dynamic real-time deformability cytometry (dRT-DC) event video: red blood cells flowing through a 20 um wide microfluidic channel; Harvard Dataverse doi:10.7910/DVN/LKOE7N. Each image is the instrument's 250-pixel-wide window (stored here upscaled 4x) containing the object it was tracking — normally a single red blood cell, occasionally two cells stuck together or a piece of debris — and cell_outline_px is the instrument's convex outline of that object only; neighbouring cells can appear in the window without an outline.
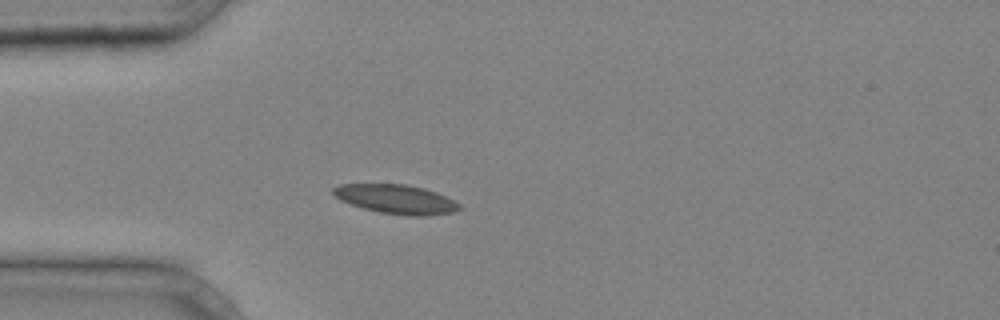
{"species": "common noctule bat (a hibernating species)", "species_latin": "Nyctalus noctula", "temperature_condition": "cold", "stored_images_in_passage": 31, "camera_frame_rate_fps": 3000, "um_per_image_px": 0.085, "animal": {"sex": "male", "body_mass_g": 20.4}, "frame": {"image": 1, "passage_image": 1, "time_ms": 0.0, "image_size_px": [1000, 320], "cell_outline_px": [[464, 208], [452, 212], [428, 216], [408, 216], [380, 212], [364, 208], [340, 200], [332, 192], [332, 188], [340, 184], [404, 184], [424, 188], [436, 192], [460, 204]], "centroid_in_image_um": [33.68, 16.93], "position_along_channel_um": 51.3, "area_um2": 21.33}}
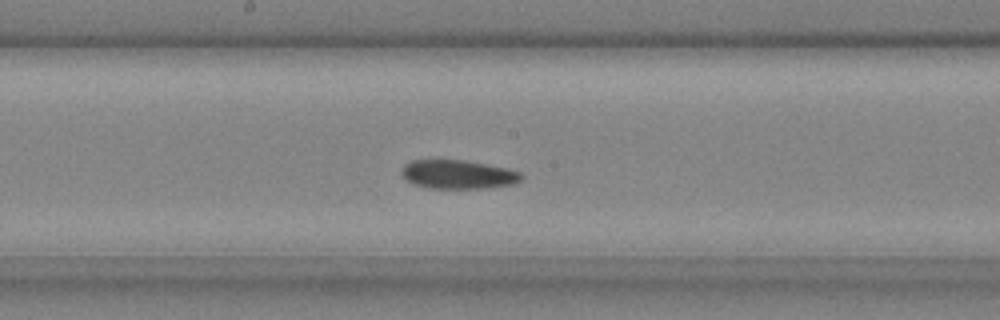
{"frame": {"image": 2, "passage_image": 12, "time_ms": 3.667, "image_size_px": [1000, 320], "cell_outline_px": [[524, 176], [516, 184], [484, 188], [428, 188], [412, 184], [400, 172], [404, 164], [412, 160], [464, 160], [508, 168], [520, 172]], "centroid_in_image_um": [38.95, 14.82], "position_along_channel_um": 209.3, "area_um2": 20.17}}
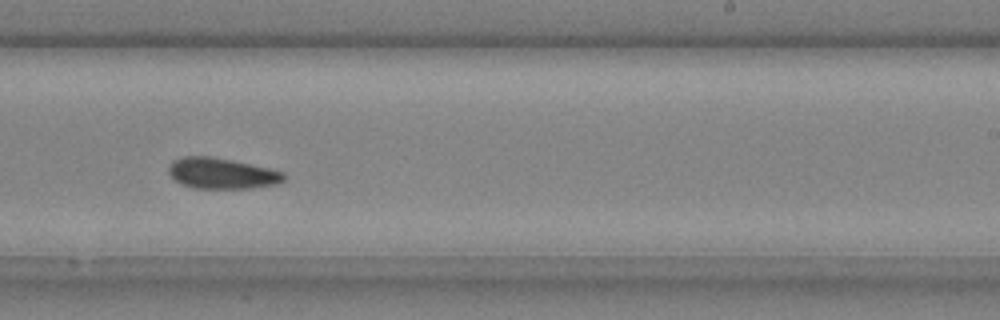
{"frame": {"image": 3, "passage_image": 16, "time_ms": 5.0, "image_size_px": [1000, 320], "cell_outline_px": [[288, 176], [284, 180], [276, 184], [252, 188], [192, 188], [180, 184], [168, 172], [168, 168], [172, 160], [184, 156], [212, 156], [232, 160], [268, 168], [284, 172]], "centroid_in_image_um": [18.85, 14.73], "position_along_channel_um": 270.2, "area_um2": 20.81}}